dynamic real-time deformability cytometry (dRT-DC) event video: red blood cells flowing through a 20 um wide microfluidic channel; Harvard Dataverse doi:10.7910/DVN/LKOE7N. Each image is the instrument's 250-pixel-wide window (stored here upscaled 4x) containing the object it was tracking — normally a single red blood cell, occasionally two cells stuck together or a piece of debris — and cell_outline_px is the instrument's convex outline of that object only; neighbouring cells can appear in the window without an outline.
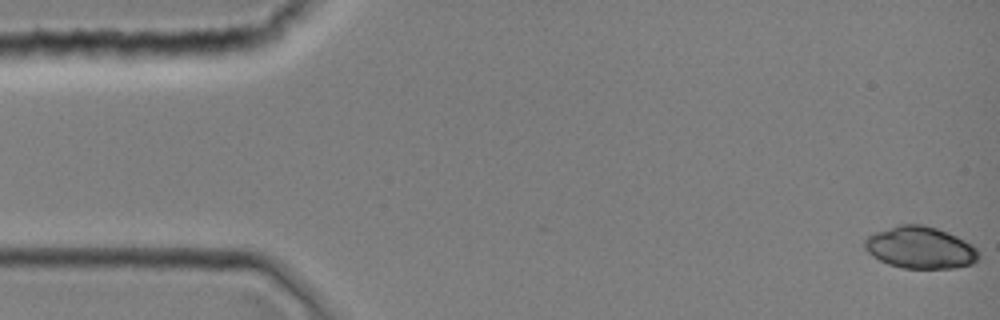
{"species": "common noctule bat (a hibernating species)", "species_latin": "Nyctalus noctula", "temperature_condition": "room temperature", "stored_images_in_passage": 13, "camera_frame_rate_fps": 3000, "um_per_image_px": 0.085, "animal": {"sex": "female", "body_mass_g": 19.0, "forearm_length_mm": 51.5}, "frame": {"image": 1, "passage_image": 1, "time_ms": 0.0, "image_size_px": [1000, 320], "cell_outline_px": [[980, 256], [972, 264], [956, 268], [904, 268], [888, 264], [872, 256], [864, 248], [864, 240], [868, 236], [876, 232], [900, 224], [924, 224], [948, 232], [972, 244], [976, 248]], "centroid_in_image_um": [78.22, 21.05], "position_along_channel_um": 6.8, "area_um2": 27.86}}